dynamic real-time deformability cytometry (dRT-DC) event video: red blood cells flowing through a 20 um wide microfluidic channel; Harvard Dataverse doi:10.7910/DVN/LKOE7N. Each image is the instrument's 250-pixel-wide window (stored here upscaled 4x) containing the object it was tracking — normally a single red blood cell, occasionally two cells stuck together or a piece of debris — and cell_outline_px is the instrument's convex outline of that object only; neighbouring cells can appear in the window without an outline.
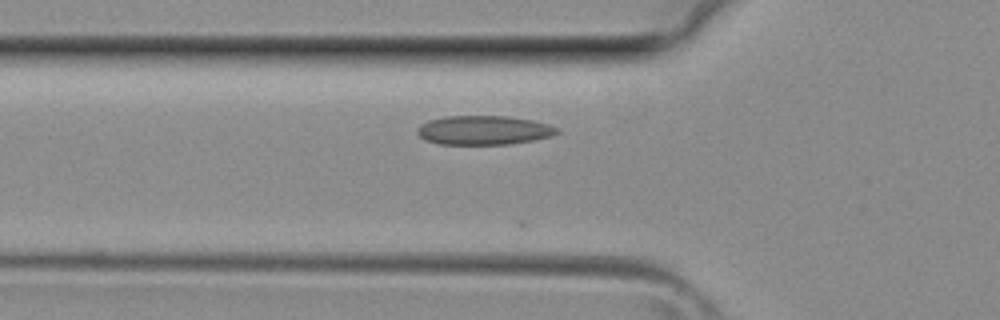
{"species": "common noctule bat (a hibernating species)", "species_latin": "Nyctalus noctula", "temperature_condition": "room temperature", "stored_images_in_passage": 20, "camera_frame_rate_fps": 3000, "um_per_image_px": 0.085, "animal": {"sex": "female", "body_mass_g": 29.2, "forearm_length_mm": 56.3}, "frame": {"image": 1, "passage_image": 4, "time_ms": 1.0, "image_size_px": [1000, 320], "cell_outline_px": [[560, 132], [552, 136], [532, 140], [508, 144], [436, 144], [424, 140], [416, 132], [416, 128], [420, 124], [428, 120], [444, 116], [508, 116], [532, 120], [548, 124], [560, 128]], "centroid_in_image_um": [41.09, 11.06], "position_along_channel_um": 84.7, "area_um2": 23.93}}
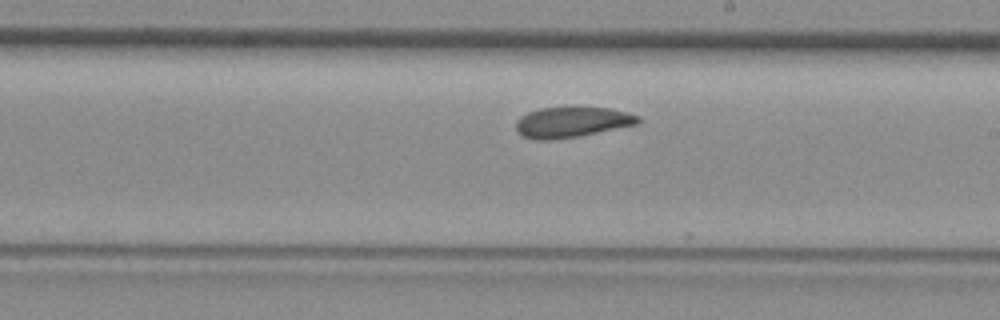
{"frame": {"image": 2, "passage_image": 13, "time_ms": 4.0, "image_size_px": [1000, 320], "cell_outline_px": [[640, 124], [576, 136], [552, 140], [536, 140], [524, 136], [516, 132], [516, 120], [520, 116], [528, 112], [540, 108], [612, 108], [628, 112], [640, 116]], "centroid_in_image_um": [48.61, 10.38], "position_along_channel_um": 240.4, "area_um2": 21.62}}
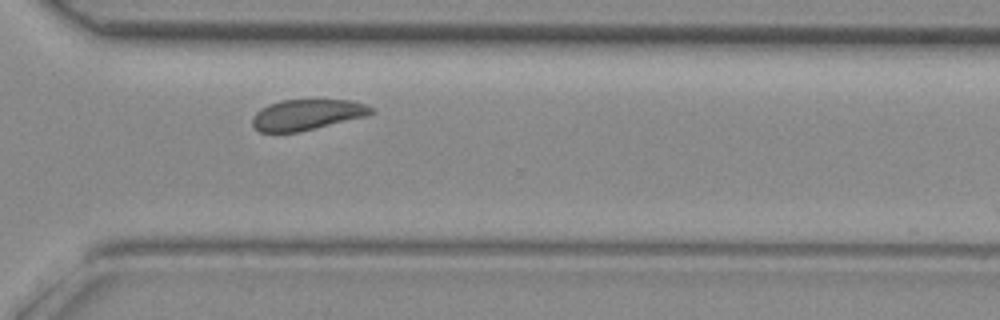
{"frame": {"image": 3, "passage_image": 19, "time_ms": 6.0, "image_size_px": [1000, 320], "cell_outline_px": [[376, 112], [368, 116], [300, 132], [260, 132], [252, 124], [252, 116], [260, 108], [268, 104], [280, 100], [352, 100], [368, 104]], "centroid_in_image_um": [26.13, 9.74], "position_along_channel_um": 344.5, "area_um2": 21.56}}